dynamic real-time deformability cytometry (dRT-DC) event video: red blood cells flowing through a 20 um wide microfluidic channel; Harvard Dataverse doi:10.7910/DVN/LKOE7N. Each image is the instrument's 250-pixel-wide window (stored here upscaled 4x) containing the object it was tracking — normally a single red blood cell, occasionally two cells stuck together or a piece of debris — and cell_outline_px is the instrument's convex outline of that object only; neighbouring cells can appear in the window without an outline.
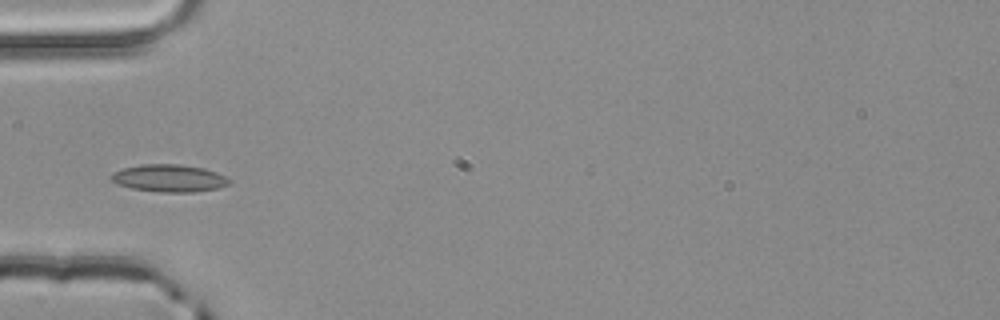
{"species": "common noctule bat (a hibernating species)", "species_latin": "Nyctalus noctula", "temperature_condition": "room temperature", "stored_images_in_passage": 3, "camera_frame_rate_fps": 3000, "um_per_image_px": 0.085, "animal": {"sex": "male", "body_mass_g": 20.4}, "frame": {"image": 1, "passage_image": 3, "time_ms": 0.667, "image_size_px": [1000, 320], "cell_outline_px": [[232, 184], [216, 188], [196, 192], [160, 192], [132, 188], [116, 184], [108, 176], [112, 172], [124, 168], [140, 164], [180, 164], [204, 168], [216, 172], [232, 180]], "centroid_in_image_um": [14.37, 15.14], "position_along_channel_um": 70.6, "area_um2": 19.02}}